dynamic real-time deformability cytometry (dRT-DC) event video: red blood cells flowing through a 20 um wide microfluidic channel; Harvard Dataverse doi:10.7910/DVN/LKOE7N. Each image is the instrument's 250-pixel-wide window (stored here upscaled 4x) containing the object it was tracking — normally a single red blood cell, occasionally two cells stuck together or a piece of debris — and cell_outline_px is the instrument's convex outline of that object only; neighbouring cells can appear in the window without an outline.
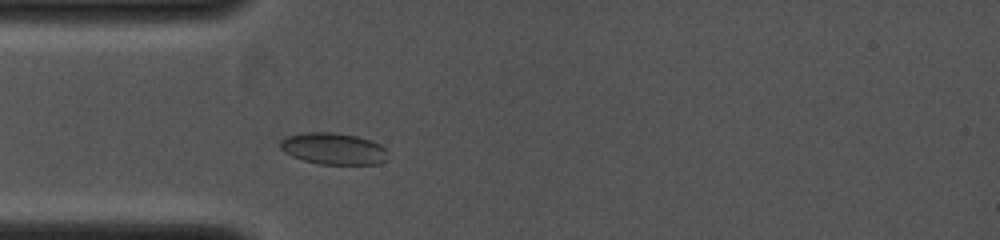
{"species": "common noctule bat (a hibernating species)", "species_latin": "Nyctalus noctula", "temperature_condition": "cold", "stored_images_in_passage": 2, "camera_frame_rate_fps": 4000, "um_per_image_px": 0.085, "animal": {"sex": "female", "body_mass_g": 19.0, "forearm_length_mm": 53.3}, "frame": {"image": 1, "passage_image": 2, "time_ms": 1.0, "image_size_px": [1000, 240], "cell_outline_px": [[388, 152], [384, 160], [376, 164], [320, 164], [304, 160], [292, 156], [284, 152], [280, 148], [280, 140], [284, 136], [300, 132], [332, 132], [356, 136], [372, 140], [380, 144]], "centroid_in_image_um": [28.29, 12.62], "position_along_channel_um": 56.7, "area_um2": 19.94}}